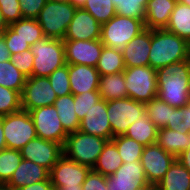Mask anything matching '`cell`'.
<instances>
[{"label": "cell", "instance_id": "ac0fdd59", "mask_svg": "<svg viewBox=\"0 0 190 190\" xmlns=\"http://www.w3.org/2000/svg\"><path fill=\"white\" fill-rule=\"evenodd\" d=\"M79 131L111 141L112 129L108 119L107 102L98 101L80 121Z\"/></svg>", "mask_w": 190, "mask_h": 190}, {"label": "cell", "instance_id": "d6986e66", "mask_svg": "<svg viewBox=\"0 0 190 190\" xmlns=\"http://www.w3.org/2000/svg\"><path fill=\"white\" fill-rule=\"evenodd\" d=\"M101 26L89 12L77 8L63 40H99Z\"/></svg>", "mask_w": 190, "mask_h": 190}, {"label": "cell", "instance_id": "3957f363", "mask_svg": "<svg viewBox=\"0 0 190 190\" xmlns=\"http://www.w3.org/2000/svg\"><path fill=\"white\" fill-rule=\"evenodd\" d=\"M30 52L34 55L32 76L48 77L66 64L63 40L45 36L31 45Z\"/></svg>", "mask_w": 190, "mask_h": 190}, {"label": "cell", "instance_id": "b9f144b4", "mask_svg": "<svg viewBox=\"0 0 190 190\" xmlns=\"http://www.w3.org/2000/svg\"><path fill=\"white\" fill-rule=\"evenodd\" d=\"M0 9L8 25L23 18L18 0H0Z\"/></svg>", "mask_w": 190, "mask_h": 190}, {"label": "cell", "instance_id": "7a4b0ae2", "mask_svg": "<svg viewBox=\"0 0 190 190\" xmlns=\"http://www.w3.org/2000/svg\"><path fill=\"white\" fill-rule=\"evenodd\" d=\"M190 58V44L164 29L151 30L149 66L155 70Z\"/></svg>", "mask_w": 190, "mask_h": 190}, {"label": "cell", "instance_id": "277c9868", "mask_svg": "<svg viewBox=\"0 0 190 190\" xmlns=\"http://www.w3.org/2000/svg\"><path fill=\"white\" fill-rule=\"evenodd\" d=\"M108 141L78 130L68 134L63 146V154L74 162L93 169Z\"/></svg>", "mask_w": 190, "mask_h": 190}, {"label": "cell", "instance_id": "e575fe53", "mask_svg": "<svg viewBox=\"0 0 190 190\" xmlns=\"http://www.w3.org/2000/svg\"><path fill=\"white\" fill-rule=\"evenodd\" d=\"M22 159L20 150L5 148L0 151V183L10 180Z\"/></svg>", "mask_w": 190, "mask_h": 190}, {"label": "cell", "instance_id": "5b68a950", "mask_svg": "<svg viewBox=\"0 0 190 190\" xmlns=\"http://www.w3.org/2000/svg\"><path fill=\"white\" fill-rule=\"evenodd\" d=\"M76 9L70 3L47 1L36 18L44 36L63 40Z\"/></svg>", "mask_w": 190, "mask_h": 190}, {"label": "cell", "instance_id": "74e56055", "mask_svg": "<svg viewBox=\"0 0 190 190\" xmlns=\"http://www.w3.org/2000/svg\"><path fill=\"white\" fill-rule=\"evenodd\" d=\"M21 109L20 93L0 85V117L18 112Z\"/></svg>", "mask_w": 190, "mask_h": 190}, {"label": "cell", "instance_id": "4316f807", "mask_svg": "<svg viewBox=\"0 0 190 190\" xmlns=\"http://www.w3.org/2000/svg\"><path fill=\"white\" fill-rule=\"evenodd\" d=\"M53 106L56 108L59 120L64 130L69 134L79 130L80 120L75 113L74 95L57 97Z\"/></svg>", "mask_w": 190, "mask_h": 190}, {"label": "cell", "instance_id": "60d3db41", "mask_svg": "<svg viewBox=\"0 0 190 190\" xmlns=\"http://www.w3.org/2000/svg\"><path fill=\"white\" fill-rule=\"evenodd\" d=\"M34 55L30 49L11 55V62L27 78L32 76Z\"/></svg>", "mask_w": 190, "mask_h": 190}, {"label": "cell", "instance_id": "db71d44e", "mask_svg": "<svg viewBox=\"0 0 190 190\" xmlns=\"http://www.w3.org/2000/svg\"><path fill=\"white\" fill-rule=\"evenodd\" d=\"M140 190H159L156 184H148Z\"/></svg>", "mask_w": 190, "mask_h": 190}, {"label": "cell", "instance_id": "11a10c76", "mask_svg": "<svg viewBox=\"0 0 190 190\" xmlns=\"http://www.w3.org/2000/svg\"><path fill=\"white\" fill-rule=\"evenodd\" d=\"M0 190H14L12 187H9L5 183H0Z\"/></svg>", "mask_w": 190, "mask_h": 190}, {"label": "cell", "instance_id": "484cf974", "mask_svg": "<svg viewBox=\"0 0 190 190\" xmlns=\"http://www.w3.org/2000/svg\"><path fill=\"white\" fill-rule=\"evenodd\" d=\"M189 182L190 171L176 159L156 185L159 190H189Z\"/></svg>", "mask_w": 190, "mask_h": 190}, {"label": "cell", "instance_id": "9c48e42d", "mask_svg": "<svg viewBox=\"0 0 190 190\" xmlns=\"http://www.w3.org/2000/svg\"><path fill=\"white\" fill-rule=\"evenodd\" d=\"M107 113L113 138L124 135L134 121L146 114L145 103L129 97L107 101Z\"/></svg>", "mask_w": 190, "mask_h": 190}, {"label": "cell", "instance_id": "e0dca14e", "mask_svg": "<svg viewBox=\"0 0 190 190\" xmlns=\"http://www.w3.org/2000/svg\"><path fill=\"white\" fill-rule=\"evenodd\" d=\"M65 46V62L96 67L103 49L99 40H63Z\"/></svg>", "mask_w": 190, "mask_h": 190}, {"label": "cell", "instance_id": "d590c367", "mask_svg": "<svg viewBox=\"0 0 190 190\" xmlns=\"http://www.w3.org/2000/svg\"><path fill=\"white\" fill-rule=\"evenodd\" d=\"M83 9L89 12L101 25L116 15L112 0H86Z\"/></svg>", "mask_w": 190, "mask_h": 190}, {"label": "cell", "instance_id": "5bb4252c", "mask_svg": "<svg viewBox=\"0 0 190 190\" xmlns=\"http://www.w3.org/2000/svg\"><path fill=\"white\" fill-rule=\"evenodd\" d=\"M176 158L157 143L144 146L140 163L144 168L147 182L157 184L169 170Z\"/></svg>", "mask_w": 190, "mask_h": 190}, {"label": "cell", "instance_id": "f35d334b", "mask_svg": "<svg viewBox=\"0 0 190 190\" xmlns=\"http://www.w3.org/2000/svg\"><path fill=\"white\" fill-rule=\"evenodd\" d=\"M48 79L57 97L71 94L67 63L57 68L48 76Z\"/></svg>", "mask_w": 190, "mask_h": 190}, {"label": "cell", "instance_id": "91938a15", "mask_svg": "<svg viewBox=\"0 0 190 190\" xmlns=\"http://www.w3.org/2000/svg\"><path fill=\"white\" fill-rule=\"evenodd\" d=\"M3 36V32L0 31V38Z\"/></svg>", "mask_w": 190, "mask_h": 190}, {"label": "cell", "instance_id": "f1b7e54d", "mask_svg": "<svg viewBox=\"0 0 190 190\" xmlns=\"http://www.w3.org/2000/svg\"><path fill=\"white\" fill-rule=\"evenodd\" d=\"M165 29L190 44V6L177 1Z\"/></svg>", "mask_w": 190, "mask_h": 190}, {"label": "cell", "instance_id": "9a60e30c", "mask_svg": "<svg viewBox=\"0 0 190 190\" xmlns=\"http://www.w3.org/2000/svg\"><path fill=\"white\" fill-rule=\"evenodd\" d=\"M22 158L32 161L49 171L63 155V146L59 143L36 137L30 140L21 150Z\"/></svg>", "mask_w": 190, "mask_h": 190}, {"label": "cell", "instance_id": "d4e9b609", "mask_svg": "<svg viewBox=\"0 0 190 190\" xmlns=\"http://www.w3.org/2000/svg\"><path fill=\"white\" fill-rule=\"evenodd\" d=\"M189 133H180L169 128L158 130L156 143L177 158L189 147Z\"/></svg>", "mask_w": 190, "mask_h": 190}, {"label": "cell", "instance_id": "f546056e", "mask_svg": "<svg viewBox=\"0 0 190 190\" xmlns=\"http://www.w3.org/2000/svg\"><path fill=\"white\" fill-rule=\"evenodd\" d=\"M122 164L123 160L116 145L112 141H108L92 170L103 176H109L114 174Z\"/></svg>", "mask_w": 190, "mask_h": 190}, {"label": "cell", "instance_id": "bcb514c9", "mask_svg": "<svg viewBox=\"0 0 190 190\" xmlns=\"http://www.w3.org/2000/svg\"><path fill=\"white\" fill-rule=\"evenodd\" d=\"M16 190H55V189L49 178L48 180L41 181L38 183H33L31 185H27Z\"/></svg>", "mask_w": 190, "mask_h": 190}, {"label": "cell", "instance_id": "44dd1931", "mask_svg": "<svg viewBox=\"0 0 190 190\" xmlns=\"http://www.w3.org/2000/svg\"><path fill=\"white\" fill-rule=\"evenodd\" d=\"M68 72L71 93L73 95L98 91L100 75L96 67L68 64Z\"/></svg>", "mask_w": 190, "mask_h": 190}, {"label": "cell", "instance_id": "7bdbcfd3", "mask_svg": "<svg viewBox=\"0 0 190 190\" xmlns=\"http://www.w3.org/2000/svg\"><path fill=\"white\" fill-rule=\"evenodd\" d=\"M3 37L11 55L21 53L31 47L29 43L18 37L17 33L12 31L9 27L3 31Z\"/></svg>", "mask_w": 190, "mask_h": 190}, {"label": "cell", "instance_id": "8fae6325", "mask_svg": "<svg viewBox=\"0 0 190 190\" xmlns=\"http://www.w3.org/2000/svg\"><path fill=\"white\" fill-rule=\"evenodd\" d=\"M37 137L64 146L68 133L64 130L56 108L53 105L31 110Z\"/></svg>", "mask_w": 190, "mask_h": 190}, {"label": "cell", "instance_id": "52a82bcc", "mask_svg": "<svg viewBox=\"0 0 190 190\" xmlns=\"http://www.w3.org/2000/svg\"><path fill=\"white\" fill-rule=\"evenodd\" d=\"M127 95L147 103L158 95L156 70L151 66H135L123 71Z\"/></svg>", "mask_w": 190, "mask_h": 190}, {"label": "cell", "instance_id": "c3c4849f", "mask_svg": "<svg viewBox=\"0 0 190 190\" xmlns=\"http://www.w3.org/2000/svg\"><path fill=\"white\" fill-rule=\"evenodd\" d=\"M183 120L179 128L186 129L190 132V100L189 103L183 107Z\"/></svg>", "mask_w": 190, "mask_h": 190}, {"label": "cell", "instance_id": "2e32d148", "mask_svg": "<svg viewBox=\"0 0 190 190\" xmlns=\"http://www.w3.org/2000/svg\"><path fill=\"white\" fill-rule=\"evenodd\" d=\"M108 190H140L149 183L140 161L123 163L114 174L107 176Z\"/></svg>", "mask_w": 190, "mask_h": 190}, {"label": "cell", "instance_id": "83f0119b", "mask_svg": "<svg viewBox=\"0 0 190 190\" xmlns=\"http://www.w3.org/2000/svg\"><path fill=\"white\" fill-rule=\"evenodd\" d=\"M157 133V127L145 114L134 121L133 124L128 127V130L124 135L134 139L143 146H148L156 143Z\"/></svg>", "mask_w": 190, "mask_h": 190}, {"label": "cell", "instance_id": "6f0895ef", "mask_svg": "<svg viewBox=\"0 0 190 190\" xmlns=\"http://www.w3.org/2000/svg\"><path fill=\"white\" fill-rule=\"evenodd\" d=\"M177 1L186 4L187 6H190V0H177Z\"/></svg>", "mask_w": 190, "mask_h": 190}, {"label": "cell", "instance_id": "681fc988", "mask_svg": "<svg viewBox=\"0 0 190 190\" xmlns=\"http://www.w3.org/2000/svg\"><path fill=\"white\" fill-rule=\"evenodd\" d=\"M11 60V53L6 46L5 39L2 36L0 38V62Z\"/></svg>", "mask_w": 190, "mask_h": 190}, {"label": "cell", "instance_id": "603a6c76", "mask_svg": "<svg viewBox=\"0 0 190 190\" xmlns=\"http://www.w3.org/2000/svg\"><path fill=\"white\" fill-rule=\"evenodd\" d=\"M176 3L177 0H149L145 8V28H166Z\"/></svg>", "mask_w": 190, "mask_h": 190}, {"label": "cell", "instance_id": "ab89813d", "mask_svg": "<svg viewBox=\"0 0 190 190\" xmlns=\"http://www.w3.org/2000/svg\"><path fill=\"white\" fill-rule=\"evenodd\" d=\"M100 100L101 96L98 91H90L79 95H74V111L78 119L81 121L86 113L91 110L94 104H96Z\"/></svg>", "mask_w": 190, "mask_h": 190}, {"label": "cell", "instance_id": "680465c9", "mask_svg": "<svg viewBox=\"0 0 190 190\" xmlns=\"http://www.w3.org/2000/svg\"><path fill=\"white\" fill-rule=\"evenodd\" d=\"M120 1L121 0H112V2H113V4H114L115 7L119 4Z\"/></svg>", "mask_w": 190, "mask_h": 190}, {"label": "cell", "instance_id": "7dc6e473", "mask_svg": "<svg viewBox=\"0 0 190 190\" xmlns=\"http://www.w3.org/2000/svg\"><path fill=\"white\" fill-rule=\"evenodd\" d=\"M189 147L184 150L176 159L190 171V132H189Z\"/></svg>", "mask_w": 190, "mask_h": 190}, {"label": "cell", "instance_id": "8d00e7d4", "mask_svg": "<svg viewBox=\"0 0 190 190\" xmlns=\"http://www.w3.org/2000/svg\"><path fill=\"white\" fill-rule=\"evenodd\" d=\"M149 0H121L115 7L116 14L145 22V8Z\"/></svg>", "mask_w": 190, "mask_h": 190}, {"label": "cell", "instance_id": "1f68e13d", "mask_svg": "<svg viewBox=\"0 0 190 190\" xmlns=\"http://www.w3.org/2000/svg\"><path fill=\"white\" fill-rule=\"evenodd\" d=\"M8 27L30 46L45 37L37 19L22 18L9 24Z\"/></svg>", "mask_w": 190, "mask_h": 190}, {"label": "cell", "instance_id": "6da1fadb", "mask_svg": "<svg viewBox=\"0 0 190 190\" xmlns=\"http://www.w3.org/2000/svg\"><path fill=\"white\" fill-rule=\"evenodd\" d=\"M158 97L181 108L190 100V58L156 70Z\"/></svg>", "mask_w": 190, "mask_h": 190}, {"label": "cell", "instance_id": "cb8c5ba5", "mask_svg": "<svg viewBox=\"0 0 190 190\" xmlns=\"http://www.w3.org/2000/svg\"><path fill=\"white\" fill-rule=\"evenodd\" d=\"M123 72L100 75L98 92L106 102L127 98V88Z\"/></svg>", "mask_w": 190, "mask_h": 190}, {"label": "cell", "instance_id": "d6a6232c", "mask_svg": "<svg viewBox=\"0 0 190 190\" xmlns=\"http://www.w3.org/2000/svg\"><path fill=\"white\" fill-rule=\"evenodd\" d=\"M27 77L17 69L11 60L0 62V85L20 94L24 88Z\"/></svg>", "mask_w": 190, "mask_h": 190}, {"label": "cell", "instance_id": "816d5d0a", "mask_svg": "<svg viewBox=\"0 0 190 190\" xmlns=\"http://www.w3.org/2000/svg\"><path fill=\"white\" fill-rule=\"evenodd\" d=\"M86 3V0H71L70 4L75 8H83Z\"/></svg>", "mask_w": 190, "mask_h": 190}, {"label": "cell", "instance_id": "7402d4cb", "mask_svg": "<svg viewBox=\"0 0 190 190\" xmlns=\"http://www.w3.org/2000/svg\"><path fill=\"white\" fill-rule=\"evenodd\" d=\"M50 171L32 161L22 159L10 180L6 183L14 190L49 179Z\"/></svg>", "mask_w": 190, "mask_h": 190}, {"label": "cell", "instance_id": "ee69618b", "mask_svg": "<svg viewBox=\"0 0 190 190\" xmlns=\"http://www.w3.org/2000/svg\"><path fill=\"white\" fill-rule=\"evenodd\" d=\"M23 18L36 19L47 0H18Z\"/></svg>", "mask_w": 190, "mask_h": 190}, {"label": "cell", "instance_id": "9f6ffc18", "mask_svg": "<svg viewBox=\"0 0 190 190\" xmlns=\"http://www.w3.org/2000/svg\"><path fill=\"white\" fill-rule=\"evenodd\" d=\"M51 2H59V3H70L71 0H47Z\"/></svg>", "mask_w": 190, "mask_h": 190}, {"label": "cell", "instance_id": "8992f818", "mask_svg": "<svg viewBox=\"0 0 190 190\" xmlns=\"http://www.w3.org/2000/svg\"><path fill=\"white\" fill-rule=\"evenodd\" d=\"M144 29L142 20L116 14L108 22L102 24L100 41L104 46L122 50Z\"/></svg>", "mask_w": 190, "mask_h": 190}, {"label": "cell", "instance_id": "7c38bea8", "mask_svg": "<svg viewBox=\"0 0 190 190\" xmlns=\"http://www.w3.org/2000/svg\"><path fill=\"white\" fill-rule=\"evenodd\" d=\"M20 96L21 108L28 112L39 107L53 105L57 99L48 77L27 78Z\"/></svg>", "mask_w": 190, "mask_h": 190}, {"label": "cell", "instance_id": "836d02e7", "mask_svg": "<svg viewBox=\"0 0 190 190\" xmlns=\"http://www.w3.org/2000/svg\"><path fill=\"white\" fill-rule=\"evenodd\" d=\"M111 141L116 145L123 163L140 161L144 149L142 144L125 135L115 136Z\"/></svg>", "mask_w": 190, "mask_h": 190}, {"label": "cell", "instance_id": "f6af8a7d", "mask_svg": "<svg viewBox=\"0 0 190 190\" xmlns=\"http://www.w3.org/2000/svg\"><path fill=\"white\" fill-rule=\"evenodd\" d=\"M107 176L93 171L92 169L87 174L85 181L82 183L83 190H108L106 184Z\"/></svg>", "mask_w": 190, "mask_h": 190}, {"label": "cell", "instance_id": "f5cc1de1", "mask_svg": "<svg viewBox=\"0 0 190 190\" xmlns=\"http://www.w3.org/2000/svg\"><path fill=\"white\" fill-rule=\"evenodd\" d=\"M9 25L4 20L3 14L0 9V31L3 32Z\"/></svg>", "mask_w": 190, "mask_h": 190}, {"label": "cell", "instance_id": "4fadbf2b", "mask_svg": "<svg viewBox=\"0 0 190 190\" xmlns=\"http://www.w3.org/2000/svg\"><path fill=\"white\" fill-rule=\"evenodd\" d=\"M145 113L158 130L169 128L180 133H189L186 129L179 128L184 118L183 107H172L157 96L145 103Z\"/></svg>", "mask_w": 190, "mask_h": 190}, {"label": "cell", "instance_id": "ba28073f", "mask_svg": "<svg viewBox=\"0 0 190 190\" xmlns=\"http://www.w3.org/2000/svg\"><path fill=\"white\" fill-rule=\"evenodd\" d=\"M2 127L8 149L21 150L30 140L37 137L30 113L22 109L2 116Z\"/></svg>", "mask_w": 190, "mask_h": 190}, {"label": "cell", "instance_id": "30bf717a", "mask_svg": "<svg viewBox=\"0 0 190 190\" xmlns=\"http://www.w3.org/2000/svg\"><path fill=\"white\" fill-rule=\"evenodd\" d=\"M90 170L63 154L50 170L49 178L55 190H83L82 183Z\"/></svg>", "mask_w": 190, "mask_h": 190}, {"label": "cell", "instance_id": "4dcf8cb0", "mask_svg": "<svg viewBox=\"0 0 190 190\" xmlns=\"http://www.w3.org/2000/svg\"><path fill=\"white\" fill-rule=\"evenodd\" d=\"M96 69L99 75L123 72L125 65L122 50L103 46Z\"/></svg>", "mask_w": 190, "mask_h": 190}, {"label": "cell", "instance_id": "f907efd6", "mask_svg": "<svg viewBox=\"0 0 190 190\" xmlns=\"http://www.w3.org/2000/svg\"><path fill=\"white\" fill-rule=\"evenodd\" d=\"M5 148H7L6 140H5L4 133H3L2 117H0V151Z\"/></svg>", "mask_w": 190, "mask_h": 190}, {"label": "cell", "instance_id": "ffe728a7", "mask_svg": "<svg viewBox=\"0 0 190 190\" xmlns=\"http://www.w3.org/2000/svg\"><path fill=\"white\" fill-rule=\"evenodd\" d=\"M151 29L145 28L122 49L125 68L149 66Z\"/></svg>", "mask_w": 190, "mask_h": 190}]
</instances>
